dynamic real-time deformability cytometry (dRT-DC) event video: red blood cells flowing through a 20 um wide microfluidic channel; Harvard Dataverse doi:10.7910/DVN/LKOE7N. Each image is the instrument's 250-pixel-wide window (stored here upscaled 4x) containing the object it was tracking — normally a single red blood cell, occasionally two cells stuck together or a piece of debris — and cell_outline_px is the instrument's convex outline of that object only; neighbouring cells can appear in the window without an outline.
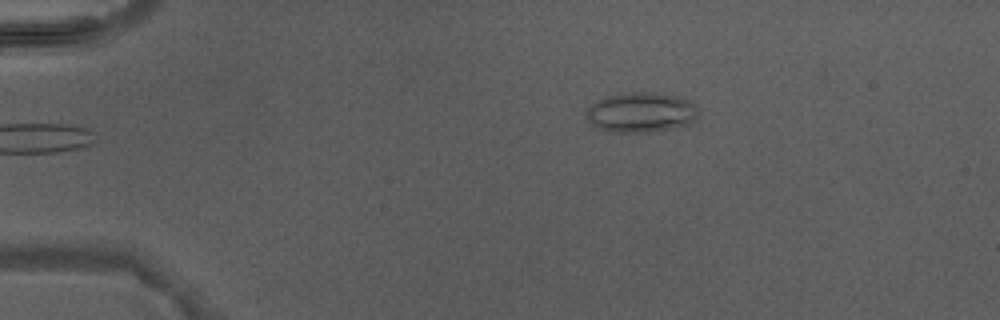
{"species": "Egyptian fruit bat (a non-hibernating species)", "species_latin": "Rousettus aegyptiacus", "temperature_condition": "warm", "stored_images_in_passage": 3, "camera_frame_rate_fps": 3000, "um_per_image_px": 0.085, "animal": {"sex": "male"}, "frame": {"image": 1, "passage_image": 3, "time_ms": 2.667, "image_size_px": [1000, 320], "cell_outline_px": [[700, 108], [696, 116], [688, 124], [656, 132], [608, 132], [596, 128], [588, 120], [584, 112], [596, 100], [620, 92], [664, 92], [684, 96], [692, 100]], "centroid_in_image_um": [54.52, 9.52], "position_along_channel_um": 30.5, "area_um2": 26.99}}